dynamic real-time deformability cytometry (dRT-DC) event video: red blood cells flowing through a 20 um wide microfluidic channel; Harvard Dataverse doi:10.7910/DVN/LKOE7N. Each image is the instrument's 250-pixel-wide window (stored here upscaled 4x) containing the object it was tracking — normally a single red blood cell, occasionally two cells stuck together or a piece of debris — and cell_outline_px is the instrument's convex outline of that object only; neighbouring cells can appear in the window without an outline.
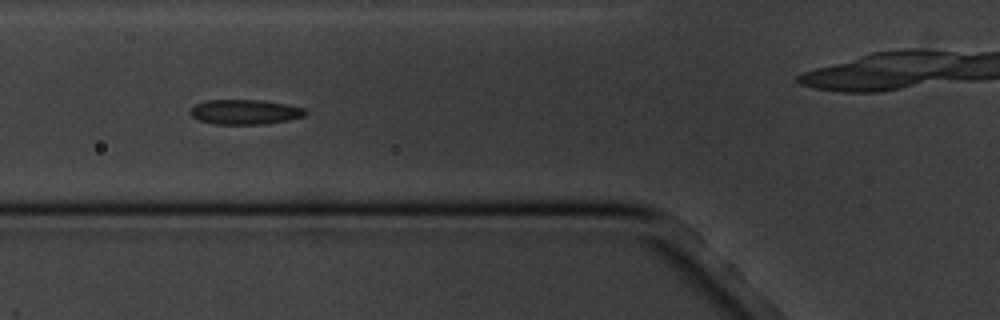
{"species": "common noctule bat (a hibernating species)", "species_latin": "Nyctalus noctula", "temperature_condition": "cold", "stored_images_in_passage": 13, "camera_frame_rate_fps": 3000, "um_per_image_px": 0.085, "animal": {"sex": "male", "body_mass_g": 20.1, "forearm_length_mm": 53.5}, "frame": {"image": 1, "passage_image": 6, "time_ms": 5.667, "image_size_px": [1000, 320], "cell_outline_px": [[308, 112], [304, 116], [288, 120], [264, 124], [216, 124], [200, 120], [192, 116], [188, 112], [196, 104], [204, 100], [260, 100], [284, 104], [304, 108]], "centroid_in_image_um": [20.81, 9.51], "position_along_channel_um": 105.0, "area_um2": 16.53}}
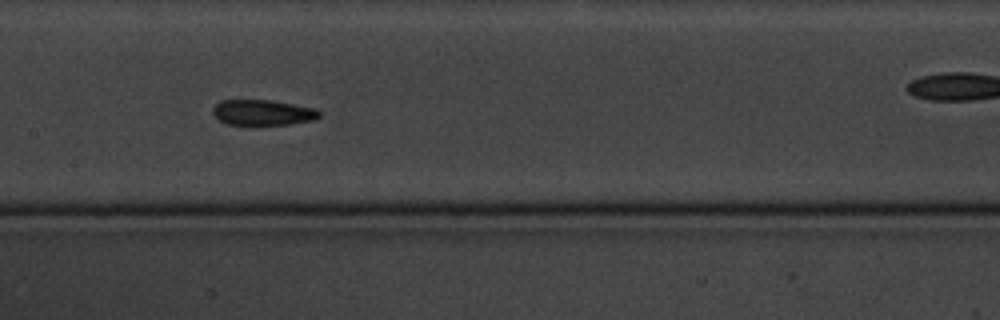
{"frame": {"image": 2, "passage_image": 8, "time_ms": 8.0, "image_size_px": [1000, 320], "cell_outline_px": [[320, 116], [312, 120], [288, 124], [228, 124], [220, 120], [212, 112], [212, 108], [220, 100], [272, 100], [316, 108], [320, 112]], "centroid_in_image_um": [22.34, 9.54], "position_along_channel_um": 185.1, "area_um2": 15.66}}
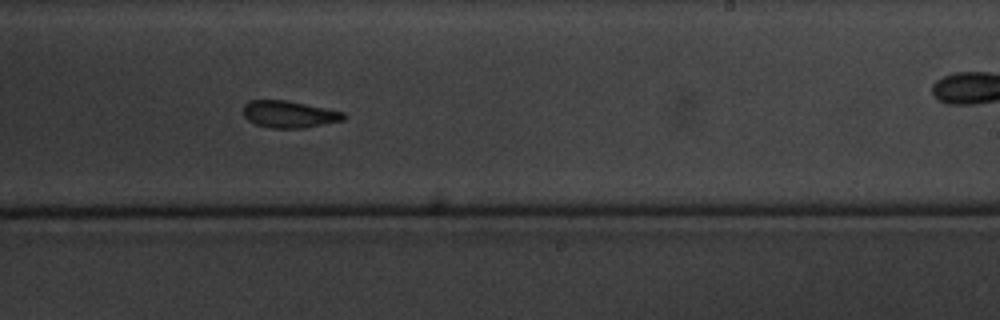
{"frame": {"image": 3, "passage_image": 10, "time_ms": 10.333, "image_size_px": [1000, 320], "cell_outline_px": [[348, 116], [344, 120], [304, 128], [268, 128], [256, 124], [248, 120], [244, 116], [244, 104], [252, 100], [284, 100], [344, 112]], "centroid_in_image_um": [24.59, 9.72], "position_along_channel_um": 264.4, "area_um2": 15.66}}